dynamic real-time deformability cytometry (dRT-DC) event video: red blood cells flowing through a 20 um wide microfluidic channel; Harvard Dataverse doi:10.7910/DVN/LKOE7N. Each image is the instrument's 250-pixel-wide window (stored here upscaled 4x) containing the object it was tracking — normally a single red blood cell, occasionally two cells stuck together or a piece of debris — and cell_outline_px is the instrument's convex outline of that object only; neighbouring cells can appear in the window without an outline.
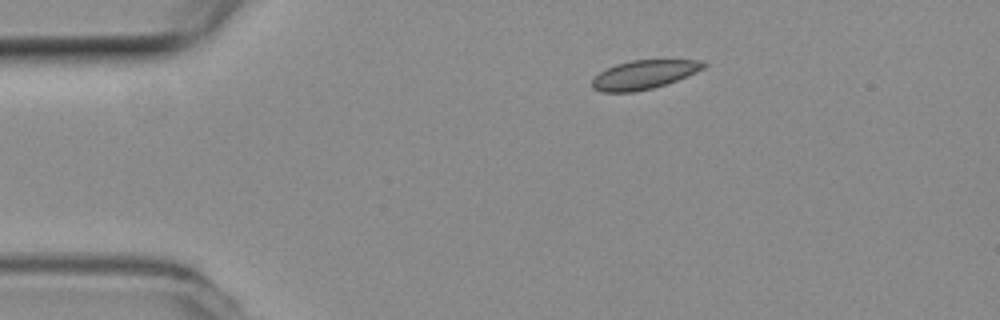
{"species": "common noctule bat (a hibernating species)", "species_latin": "Nyctalus noctula", "temperature_condition": "room temperature", "stored_images_in_passage": 45, "camera_frame_rate_fps": 3000, "um_per_image_px": 0.085, "animal": {"sex": "female", "body_mass_g": 19.3, "forearm_length_mm": 54.1}, "frame": {"image": 1, "passage_image": 1, "time_ms": 0.0, "image_size_px": [1000, 320], "cell_outline_px": [[708, 64], [704, 68], [696, 72], [676, 80], [652, 88], [632, 92], [604, 92], [592, 88], [592, 80], [600, 72], [616, 64], [632, 60], [704, 60]], "centroid_in_image_um": [54.75, 6.33], "position_along_channel_um": 30.3, "area_um2": 18.5}}
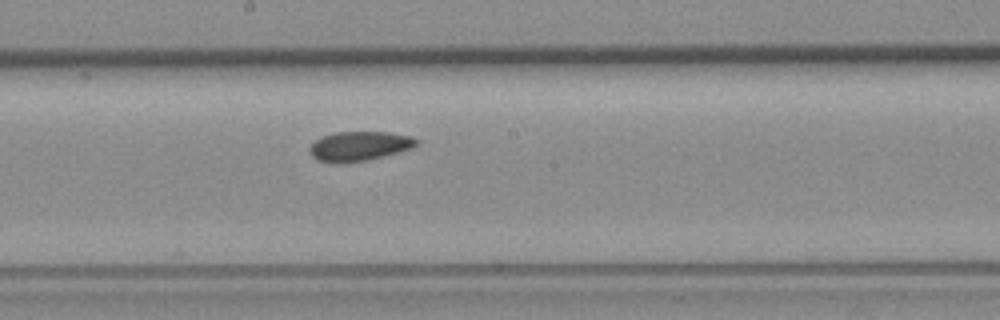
{"frame": {"image": 2, "passage_image": 20, "time_ms": 6.333, "image_size_px": [1000, 320], "cell_outline_px": [[416, 144], [408, 148], [396, 152], [368, 160], [340, 164], [316, 160], [308, 152], [308, 148], [316, 140], [324, 136], [336, 132], [388, 132], [412, 136], [416, 140]], "centroid_in_image_um": [30.45, 12.43], "position_along_channel_um": 217.7, "area_um2": 18.15}}
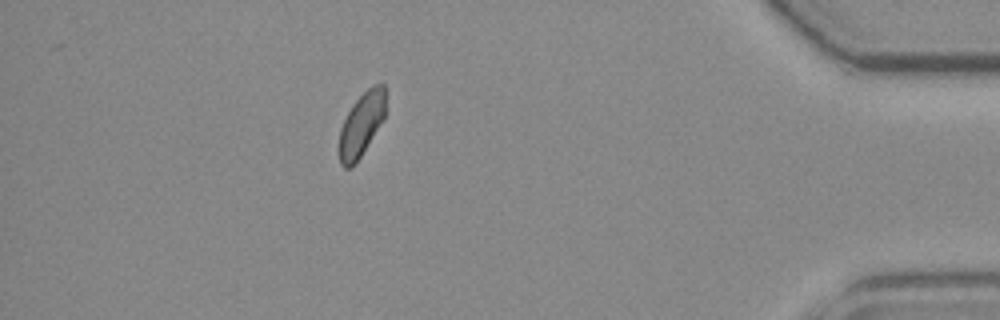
{"frame": {"image": 3, "passage_image": 39, "time_ms": 12.667, "image_size_px": [1000, 320], "cell_outline_px": [[384, 116], [356, 164], [352, 168], [344, 168], [340, 164], [340, 128], [352, 104], [372, 84], [384, 84]], "centroid_in_image_um": [30.69, 10.59], "position_along_channel_um": 404.5, "area_um2": 16.7}}